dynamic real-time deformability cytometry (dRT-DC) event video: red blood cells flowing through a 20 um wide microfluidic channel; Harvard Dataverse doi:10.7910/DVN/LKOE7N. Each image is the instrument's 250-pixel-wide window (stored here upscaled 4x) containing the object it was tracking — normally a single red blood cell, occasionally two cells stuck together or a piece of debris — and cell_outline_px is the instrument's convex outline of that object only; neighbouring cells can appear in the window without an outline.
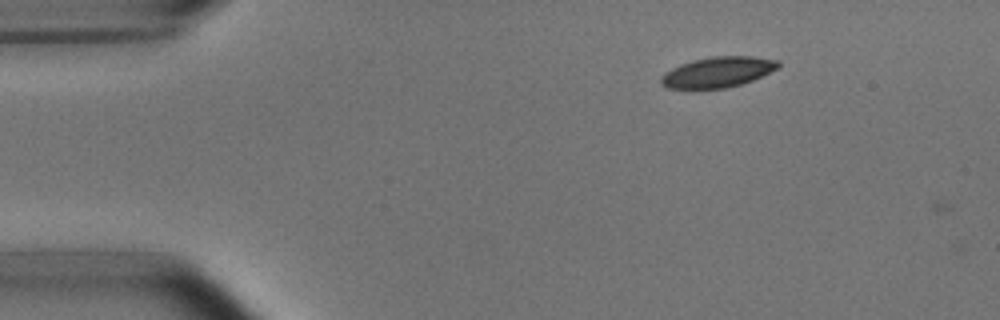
{"species": "common noctule bat (a hibernating species)", "species_latin": "Nyctalus noctula", "temperature_condition": "room temperature", "stored_images_in_passage": 3, "camera_frame_rate_fps": 3000, "um_per_image_px": 0.085, "animal": {"sex": "male", "body_mass_g": 15.6}, "frame": {"image": 1, "passage_image": 1, "time_ms": 0.0, "image_size_px": [1000, 320], "cell_outline_px": [[780, 64], [776, 68], [752, 80], [740, 84], [724, 88], [668, 88], [660, 84], [660, 76], [664, 72], [680, 64], [692, 60], [712, 56], [752, 56], [780, 60]], "centroid_in_image_um": [60.97, 6.11], "position_along_channel_um": 24.0, "area_um2": 20.69}}